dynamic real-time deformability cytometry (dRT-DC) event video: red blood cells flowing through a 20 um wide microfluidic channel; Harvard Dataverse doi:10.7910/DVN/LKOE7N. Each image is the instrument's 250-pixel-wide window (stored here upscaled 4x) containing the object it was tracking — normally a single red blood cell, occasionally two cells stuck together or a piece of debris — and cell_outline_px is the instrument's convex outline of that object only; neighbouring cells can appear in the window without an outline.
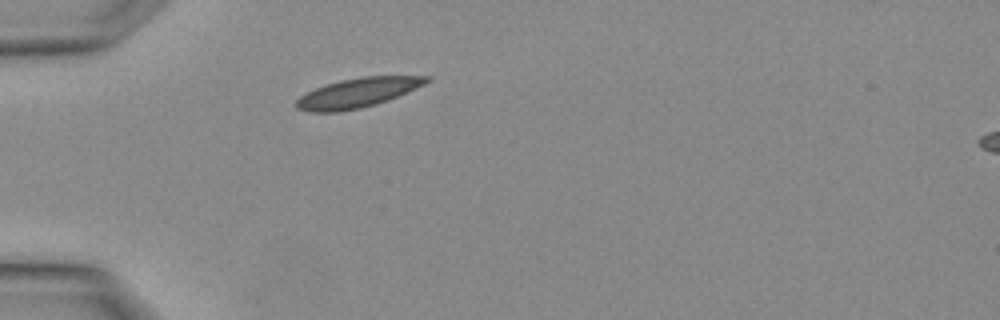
{"species": "Egyptian fruit bat (a non-hibernating species)", "species_latin": "Rousettus aegyptiacus", "temperature_condition": "warm", "stored_images_in_passage": 4, "segment_of_instrument_passage": [1, 2], "camera_frame_rate_fps": 3000, "um_per_image_px": 0.085, "animal": {"sex": "female"}, "frame": {"image": 1, "passage_image": 3, "time_ms": 0.667, "image_size_px": [1000, 320], "cell_outline_px": [[432, 80], [424, 84], [388, 100], [376, 104], [360, 108], [340, 112], [308, 112], [296, 108], [296, 100], [300, 96], [324, 84], [340, 80], [360, 76], [432, 76]], "centroid_in_image_um": [30.38, 7.88], "position_along_channel_um": 54.6, "area_um2": 22.37}}